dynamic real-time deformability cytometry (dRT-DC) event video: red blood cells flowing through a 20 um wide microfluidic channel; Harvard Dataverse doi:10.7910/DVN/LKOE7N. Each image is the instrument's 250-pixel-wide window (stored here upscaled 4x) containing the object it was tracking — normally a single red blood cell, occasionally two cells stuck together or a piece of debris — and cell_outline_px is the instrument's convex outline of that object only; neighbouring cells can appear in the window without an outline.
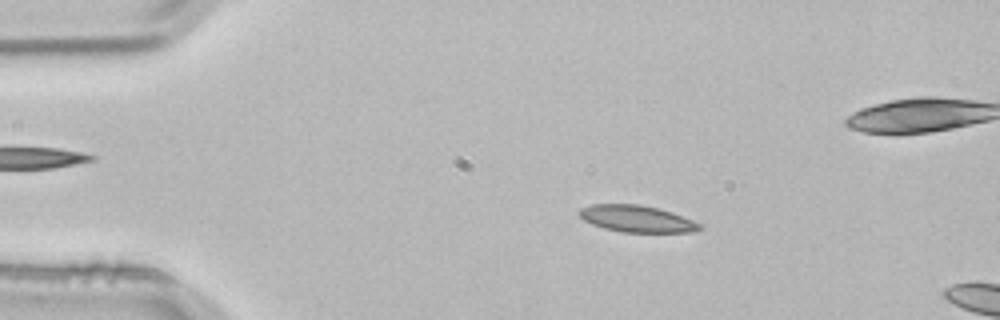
{"species": "common noctule bat (a hibernating species)", "species_latin": "Nyctalus noctula", "temperature_condition": "room temperature", "stored_images_in_passage": 3, "camera_frame_rate_fps": 3000, "um_per_image_px": 0.085, "animal": {"sex": "male", "body_mass_g": 21.5, "forearm_length_mm": 52.0}, "frame": {"image": 1, "passage_image": 2, "time_ms": 0.333, "image_size_px": [1000, 320], "cell_outline_px": [[704, 228], [692, 232], [624, 232], [604, 228], [592, 224], [584, 220], [580, 216], [580, 208], [592, 204], [640, 204], [672, 212], [692, 220], [700, 224]], "centroid_in_image_um": [54.13, 18.59], "position_along_channel_um": 30.9, "area_um2": 18.61}}